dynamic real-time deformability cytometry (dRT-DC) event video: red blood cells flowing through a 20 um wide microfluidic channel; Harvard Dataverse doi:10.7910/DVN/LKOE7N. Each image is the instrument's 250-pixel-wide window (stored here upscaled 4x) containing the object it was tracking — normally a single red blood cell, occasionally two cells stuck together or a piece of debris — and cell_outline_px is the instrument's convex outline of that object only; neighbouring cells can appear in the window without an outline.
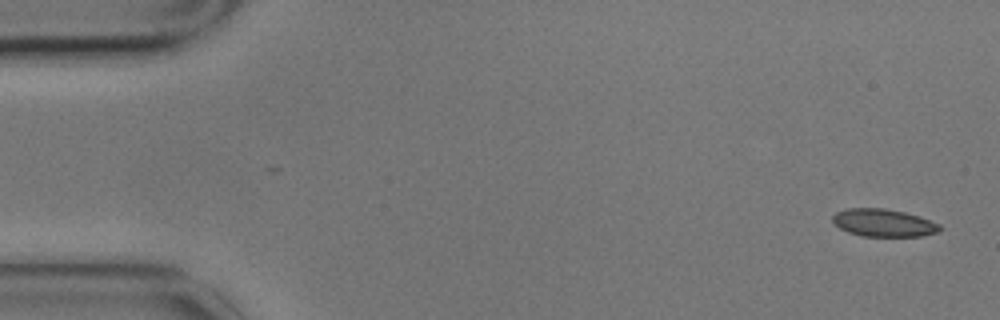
{"species": "common noctule bat (a hibernating species)", "species_latin": "Nyctalus noctula", "temperature_condition": "cold", "stored_images_in_passage": 4, "camera_frame_rate_fps": 3000, "um_per_image_px": 0.085, "animal": {"sex": "male", "body_mass_g": 17.9}, "frame": {"image": 1, "passage_image": 1, "time_ms": 0.0, "image_size_px": [1000, 320], "cell_outline_px": [[944, 228], [936, 232], [924, 236], [860, 236], [848, 232], [840, 228], [832, 220], [832, 216], [836, 212], [848, 208], [884, 208], [904, 212], [920, 216], [940, 224]], "centroid_in_image_um": [75.12, 18.94], "position_along_channel_um": 9.9, "area_um2": 17.34}}
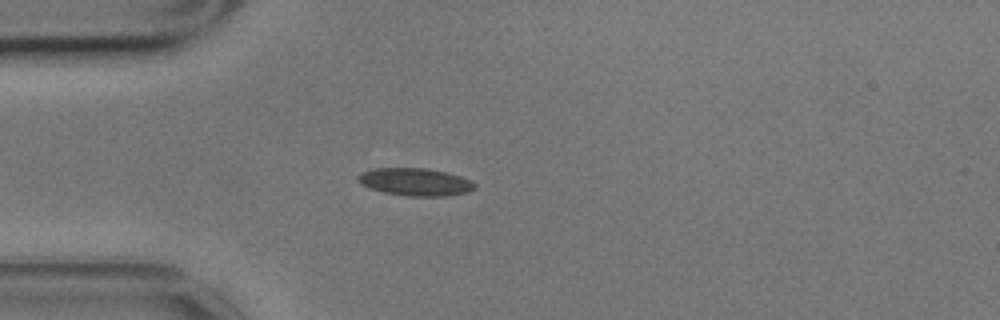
{"frame": {"image": 2, "passage_image": 4, "time_ms": 1.0, "image_size_px": [1000, 320], "cell_outline_px": [[476, 188], [468, 192], [448, 196], [404, 196], [384, 192], [360, 184], [356, 180], [356, 176], [360, 172], [372, 168], [428, 168], [448, 172], [472, 180], [476, 184]], "centroid_in_image_um": [35.3, 15.46], "position_along_channel_um": 49.7, "area_um2": 19.13}}